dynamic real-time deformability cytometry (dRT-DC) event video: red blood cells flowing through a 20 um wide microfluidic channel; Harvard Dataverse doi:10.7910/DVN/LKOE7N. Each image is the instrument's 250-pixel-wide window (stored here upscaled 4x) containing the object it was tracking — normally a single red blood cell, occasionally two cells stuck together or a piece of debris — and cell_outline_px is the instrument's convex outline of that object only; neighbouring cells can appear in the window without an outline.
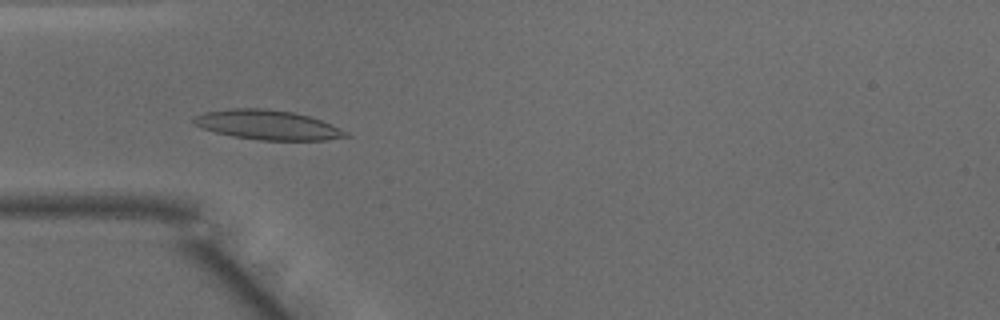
{"species": "common noctule bat (a hibernating species)", "species_latin": "Nyctalus noctula", "temperature_condition": "warm", "stored_images_in_passage": 49, "camera_frame_rate_fps": 3000, "um_per_image_px": 0.085, "animal": {"sex": "male", "body_mass_g": 15.6}, "frame": {"image": 1, "passage_image": 15, "time_ms": 4.667, "image_size_px": [1000, 320], "cell_outline_px": [[352, 136], [324, 140], [260, 140], [232, 136], [216, 132], [192, 124], [192, 116], [204, 112], [232, 108], [264, 108], [292, 112], [308, 116], [332, 124], [348, 132]], "centroid_in_image_um": [22.73, 10.61], "position_along_channel_um": 62.3, "area_um2": 26.24}}
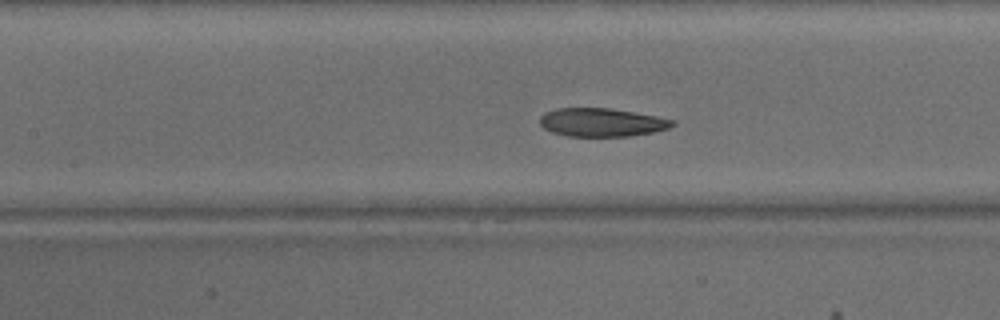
{"frame": {"image": 2, "passage_image": 22, "time_ms": 7.0, "image_size_px": [1000, 320], "cell_outline_px": [[676, 124], [668, 128], [652, 132], [628, 136], [568, 136], [552, 132], [544, 128], [540, 124], [540, 116], [544, 112], [556, 108], [608, 108], [656, 116], [676, 120]], "centroid_in_image_um": [51.13, 10.39], "position_along_channel_um": 156.3, "area_um2": 21.85}}
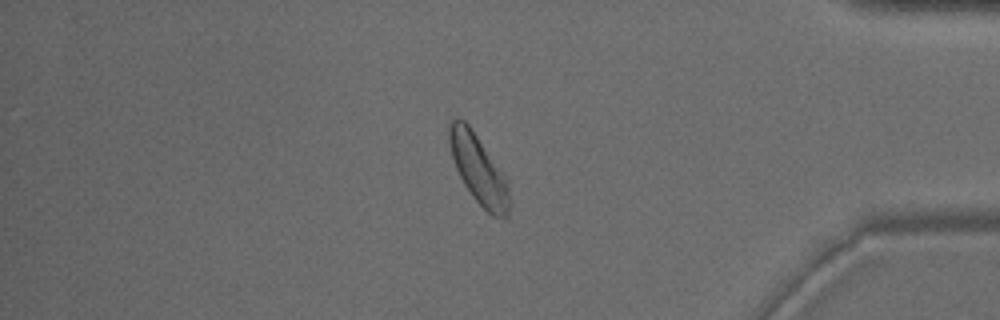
{"frame": {"image": 3, "passage_image": 42, "time_ms": 13.667, "image_size_px": [1000, 320], "cell_outline_px": [[508, 216], [504, 220], [492, 216], [472, 196], [464, 184], [456, 168], [448, 144], [448, 120], [452, 116], [456, 116], [464, 120], [468, 124], [504, 172], [508, 180]], "centroid_in_image_um": [40.65, 14.34], "position_along_channel_um": 394.5, "area_um2": 24.45}, "authors_computed_cell_mechanics": {"area_um2": 24.4494, "velocity_mm_per_s": 4.0455, "shape_relaxation_time_tau1_ms": 4.2173, "shape_relaxation_time_tau2_ms": 2.7155, "deformation_change_tau1": 0.1379, "deformation_change_tau2": 0.0916}}